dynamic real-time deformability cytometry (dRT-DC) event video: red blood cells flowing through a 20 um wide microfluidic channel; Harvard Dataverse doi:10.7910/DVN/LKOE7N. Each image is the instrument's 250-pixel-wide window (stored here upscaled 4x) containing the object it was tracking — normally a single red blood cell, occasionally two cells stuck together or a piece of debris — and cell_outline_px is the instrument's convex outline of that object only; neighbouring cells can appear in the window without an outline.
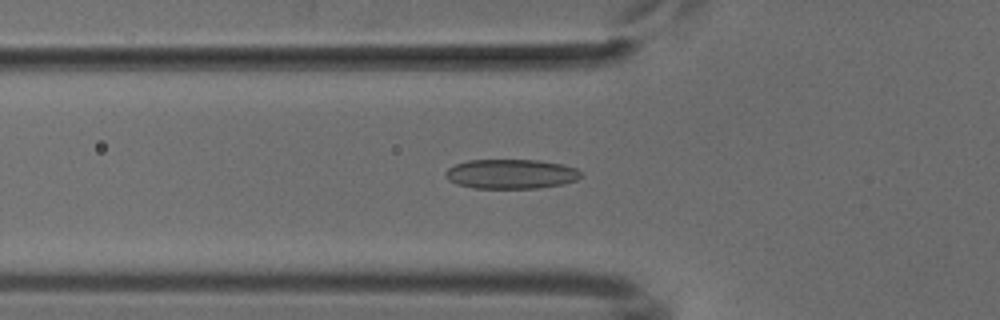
{"species": "common noctule bat (a hibernating species)", "species_latin": "Nyctalus noctula", "temperature_condition": "cold", "stored_images_in_passage": 52, "camera_frame_rate_fps": 3000, "um_per_image_px": 0.085, "animal": {"sex": "male", "body_mass_g": 18.8}, "frame": {"image": 1, "passage_image": 18, "time_ms": 5.667, "image_size_px": [1000, 320], "cell_outline_px": [[580, 176], [576, 180], [560, 184], [536, 188], [472, 188], [456, 184], [448, 180], [444, 176], [444, 172], [448, 168], [456, 164], [468, 160], [540, 160], [564, 164], [576, 168], [580, 172]], "centroid_in_image_um": [43.39, 14.78], "position_along_channel_um": 82.4, "area_um2": 23.35}}
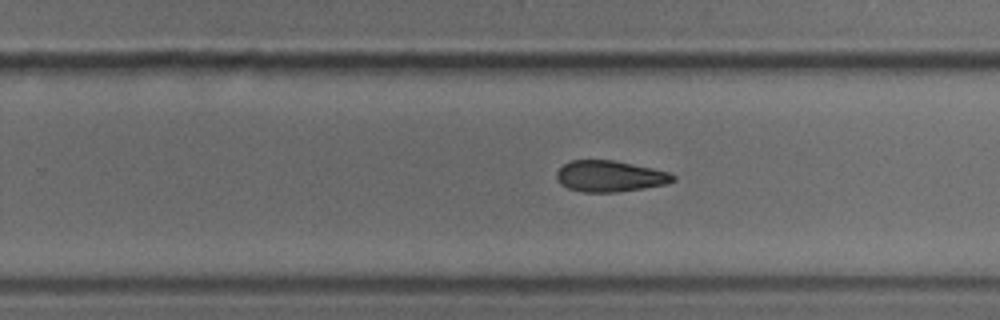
{"frame": {"image": 2, "passage_image": 33, "time_ms": 10.667, "image_size_px": [1000, 320], "cell_outline_px": [[676, 180], [668, 184], [644, 188], [616, 192], [584, 192], [568, 188], [560, 184], [556, 180], [556, 172], [568, 160], [612, 160], [652, 168], [668, 172], [676, 176]], "centroid_in_image_um": [51.83, 14.98], "position_along_channel_um": 278.0, "area_um2": 21.21}}
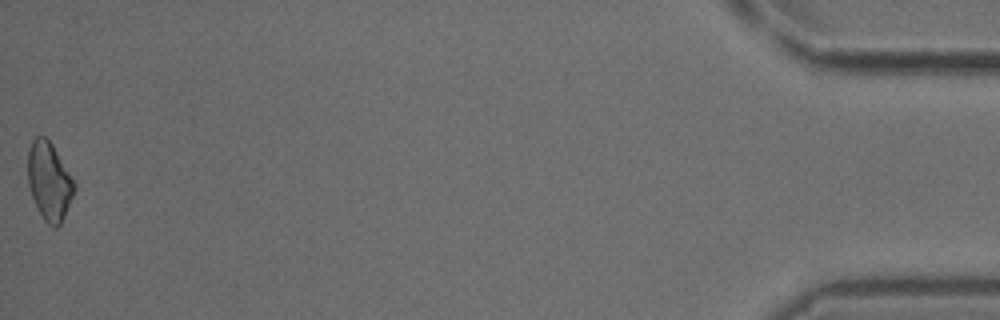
{"frame": {"image": 3, "passage_image": 52, "time_ms": 17.0, "image_size_px": [1000, 320], "cell_outline_px": [[76, 188], [60, 224], [56, 228], [48, 224], [44, 220], [32, 196], [28, 184], [28, 148], [32, 140], [36, 136], [44, 136], [52, 144], [76, 184]], "centroid_in_image_um": [4.17, 15.38], "position_along_channel_um": 431.0, "area_um2": 20.81}}